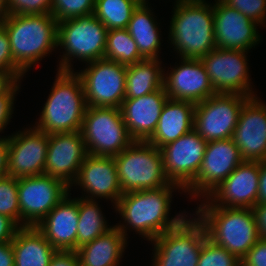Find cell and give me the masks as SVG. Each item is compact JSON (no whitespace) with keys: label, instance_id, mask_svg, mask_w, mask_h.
Masks as SVG:
<instances>
[{"label":"cell","instance_id":"obj_21","mask_svg":"<svg viewBox=\"0 0 266 266\" xmlns=\"http://www.w3.org/2000/svg\"><path fill=\"white\" fill-rule=\"evenodd\" d=\"M163 86L170 99L194 104L216 94L200 59L181 58L180 66L164 71Z\"/></svg>","mask_w":266,"mask_h":266},{"label":"cell","instance_id":"obj_23","mask_svg":"<svg viewBox=\"0 0 266 266\" xmlns=\"http://www.w3.org/2000/svg\"><path fill=\"white\" fill-rule=\"evenodd\" d=\"M168 98L163 86L153 93L123 100L120 110L134 141H147L153 135Z\"/></svg>","mask_w":266,"mask_h":266},{"label":"cell","instance_id":"obj_29","mask_svg":"<svg viewBox=\"0 0 266 266\" xmlns=\"http://www.w3.org/2000/svg\"><path fill=\"white\" fill-rule=\"evenodd\" d=\"M159 60L144 59L127 65L125 99L141 97L163 87L164 68Z\"/></svg>","mask_w":266,"mask_h":266},{"label":"cell","instance_id":"obj_34","mask_svg":"<svg viewBox=\"0 0 266 266\" xmlns=\"http://www.w3.org/2000/svg\"><path fill=\"white\" fill-rule=\"evenodd\" d=\"M95 0H52L51 15L61 22L94 13Z\"/></svg>","mask_w":266,"mask_h":266},{"label":"cell","instance_id":"obj_18","mask_svg":"<svg viewBox=\"0 0 266 266\" xmlns=\"http://www.w3.org/2000/svg\"><path fill=\"white\" fill-rule=\"evenodd\" d=\"M87 155L80 131L48 134L44 174L59 178L70 186Z\"/></svg>","mask_w":266,"mask_h":266},{"label":"cell","instance_id":"obj_17","mask_svg":"<svg viewBox=\"0 0 266 266\" xmlns=\"http://www.w3.org/2000/svg\"><path fill=\"white\" fill-rule=\"evenodd\" d=\"M258 98L243 104L231 138L243 161H266V104Z\"/></svg>","mask_w":266,"mask_h":266},{"label":"cell","instance_id":"obj_7","mask_svg":"<svg viewBox=\"0 0 266 266\" xmlns=\"http://www.w3.org/2000/svg\"><path fill=\"white\" fill-rule=\"evenodd\" d=\"M107 31L93 14L58 22L57 47L65 50L58 70L74 71L71 63L74 58L86 64L104 59Z\"/></svg>","mask_w":266,"mask_h":266},{"label":"cell","instance_id":"obj_33","mask_svg":"<svg viewBox=\"0 0 266 266\" xmlns=\"http://www.w3.org/2000/svg\"><path fill=\"white\" fill-rule=\"evenodd\" d=\"M0 214L12 218L20 226L18 178L8 175L0 178Z\"/></svg>","mask_w":266,"mask_h":266},{"label":"cell","instance_id":"obj_9","mask_svg":"<svg viewBox=\"0 0 266 266\" xmlns=\"http://www.w3.org/2000/svg\"><path fill=\"white\" fill-rule=\"evenodd\" d=\"M207 238L205 226L197 216L186 217L178 226L151 242L154 244L152 266H198L200 251Z\"/></svg>","mask_w":266,"mask_h":266},{"label":"cell","instance_id":"obj_16","mask_svg":"<svg viewBox=\"0 0 266 266\" xmlns=\"http://www.w3.org/2000/svg\"><path fill=\"white\" fill-rule=\"evenodd\" d=\"M48 134L30 127L8 136L7 175L15 178L44 174Z\"/></svg>","mask_w":266,"mask_h":266},{"label":"cell","instance_id":"obj_49","mask_svg":"<svg viewBox=\"0 0 266 266\" xmlns=\"http://www.w3.org/2000/svg\"><path fill=\"white\" fill-rule=\"evenodd\" d=\"M182 1H189V0H176L175 2H182Z\"/></svg>","mask_w":266,"mask_h":266},{"label":"cell","instance_id":"obj_46","mask_svg":"<svg viewBox=\"0 0 266 266\" xmlns=\"http://www.w3.org/2000/svg\"><path fill=\"white\" fill-rule=\"evenodd\" d=\"M0 266H14V251L11 242L0 243Z\"/></svg>","mask_w":266,"mask_h":266},{"label":"cell","instance_id":"obj_36","mask_svg":"<svg viewBox=\"0 0 266 266\" xmlns=\"http://www.w3.org/2000/svg\"><path fill=\"white\" fill-rule=\"evenodd\" d=\"M8 15H51L52 0H7Z\"/></svg>","mask_w":266,"mask_h":266},{"label":"cell","instance_id":"obj_11","mask_svg":"<svg viewBox=\"0 0 266 266\" xmlns=\"http://www.w3.org/2000/svg\"><path fill=\"white\" fill-rule=\"evenodd\" d=\"M249 96L216 93L197 103L194 130L206 141L232 138L243 104Z\"/></svg>","mask_w":266,"mask_h":266},{"label":"cell","instance_id":"obj_27","mask_svg":"<svg viewBox=\"0 0 266 266\" xmlns=\"http://www.w3.org/2000/svg\"><path fill=\"white\" fill-rule=\"evenodd\" d=\"M14 266H49L56 252L44 235L33 226L21 227L11 241Z\"/></svg>","mask_w":266,"mask_h":266},{"label":"cell","instance_id":"obj_1","mask_svg":"<svg viewBox=\"0 0 266 266\" xmlns=\"http://www.w3.org/2000/svg\"><path fill=\"white\" fill-rule=\"evenodd\" d=\"M182 190L180 186L171 183L157 189L139 190L123 193L115 211L122 216V223L115 225L120 232L128 239L127 229L134 230L153 241L165 231L178 226L186 217L183 213L177 214L174 218L169 217L172 193L174 190ZM125 223V225H124Z\"/></svg>","mask_w":266,"mask_h":266},{"label":"cell","instance_id":"obj_8","mask_svg":"<svg viewBox=\"0 0 266 266\" xmlns=\"http://www.w3.org/2000/svg\"><path fill=\"white\" fill-rule=\"evenodd\" d=\"M80 132L94 156L115 157L134 141L117 107H86Z\"/></svg>","mask_w":266,"mask_h":266},{"label":"cell","instance_id":"obj_22","mask_svg":"<svg viewBox=\"0 0 266 266\" xmlns=\"http://www.w3.org/2000/svg\"><path fill=\"white\" fill-rule=\"evenodd\" d=\"M79 185L88 195L85 199H110L114 206L123 192L118 180V173L114 157L87 155L83 161L76 179L71 183ZM95 197V198H94Z\"/></svg>","mask_w":266,"mask_h":266},{"label":"cell","instance_id":"obj_38","mask_svg":"<svg viewBox=\"0 0 266 266\" xmlns=\"http://www.w3.org/2000/svg\"><path fill=\"white\" fill-rule=\"evenodd\" d=\"M0 69L12 71L20 80L25 72L14 62L9 37L5 27L0 23Z\"/></svg>","mask_w":266,"mask_h":266},{"label":"cell","instance_id":"obj_25","mask_svg":"<svg viewBox=\"0 0 266 266\" xmlns=\"http://www.w3.org/2000/svg\"><path fill=\"white\" fill-rule=\"evenodd\" d=\"M195 106L196 104L189 101L168 98L162 108L157 127L147 142L161 149L192 131Z\"/></svg>","mask_w":266,"mask_h":266},{"label":"cell","instance_id":"obj_32","mask_svg":"<svg viewBox=\"0 0 266 266\" xmlns=\"http://www.w3.org/2000/svg\"><path fill=\"white\" fill-rule=\"evenodd\" d=\"M104 59L126 66L144 60L127 29L107 31Z\"/></svg>","mask_w":266,"mask_h":266},{"label":"cell","instance_id":"obj_50","mask_svg":"<svg viewBox=\"0 0 266 266\" xmlns=\"http://www.w3.org/2000/svg\"><path fill=\"white\" fill-rule=\"evenodd\" d=\"M192 1H205V0H192ZM217 1H222V0H217Z\"/></svg>","mask_w":266,"mask_h":266},{"label":"cell","instance_id":"obj_28","mask_svg":"<svg viewBox=\"0 0 266 266\" xmlns=\"http://www.w3.org/2000/svg\"><path fill=\"white\" fill-rule=\"evenodd\" d=\"M147 2L143 0L134 10L127 30L135 40L138 51L144 59H159L160 29Z\"/></svg>","mask_w":266,"mask_h":266},{"label":"cell","instance_id":"obj_6","mask_svg":"<svg viewBox=\"0 0 266 266\" xmlns=\"http://www.w3.org/2000/svg\"><path fill=\"white\" fill-rule=\"evenodd\" d=\"M114 160L123 193L171 184L164 171L160 149L147 141H133Z\"/></svg>","mask_w":266,"mask_h":266},{"label":"cell","instance_id":"obj_35","mask_svg":"<svg viewBox=\"0 0 266 266\" xmlns=\"http://www.w3.org/2000/svg\"><path fill=\"white\" fill-rule=\"evenodd\" d=\"M198 266H241V262L231 252L207 238L200 251Z\"/></svg>","mask_w":266,"mask_h":266},{"label":"cell","instance_id":"obj_4","mask_svg":"<svg viewBox=\"0 0 266 266\" xmlns=\"http://www.w3.org/2000/svg\"><path fill=\"white\" fill-rule=\"evenodd\" d=\"M14 62L25 72L57 48L58 21L52 15H7L0 20Z\"/></svg>","mask_w":266,"mask_h":266},{"label":"cell","instance_id":"obj_48","mask_svg":"<svg viewBox=\"0 0 266 266\" xmlns=\"http://www.w3.org/2000/svg\"><path fill=\"white\" fill-rule=\"evenodd\" d=\"M8 15L7 0H0V20Z\"/></svg>","mask_w":266,"mask_h":266},{"label":"cell","instance_id":"obj_3","mask_svg":"<svg viewBox=\"0 0 266 266\" xmlns=\"http://www.w3.org/2000/svg\"><path fill=\"white\" fill-rule=\"evenodd\" d=\"M169 40L180 59H201L217 47L213 5L206 1L175 2Z\"/></svg>","mask_w":266,"mask_h":266},{"label":"cell","instance_id":"obj_39","mask_svg":"<svg viewBox=\"0 0 266 266\" xmlns=\"http://www.w3.org/2000/svg\"><path fill=\"white\" fill-rule=\"evenodd\" d=\"M240 262L241 266H266V239L259 238Z\"/></svg>","mask_w":266,"mask_h":266},{"label":"cell","instance_id":"obj_30","mask_svg":"<svg viewBox=\"0 0 266 266\" xmlns=\"http://www.w3.org/2000/svg\"><path fill=\"white\" fill-rule=\"evenodd\" d=\"M96 200L78 197L77 249L113 228V226L107 225V220H105Z\"/></svg>","mask_w":266,"mask_h":266},{"label":"cell","instance_id":"obj_20","mask_svg":"<svg viewBox=\"0 0 266 266\" xmlns=\"http://www.w3.org/2000/svg\"><path fill=\"white\" fill-rule=\"evenodd\" d=\"M214 36L218 48L248 51L262 40L259 24L223 1L213 3Z\"/></svg>","mask_w":266,"mask_h":266},{"label":"cell","instance_id":"obj_41","mask_svg":"<svg viewBox=\"0 0 266 266\" xmlns=\"http://www.w3.org/2000/svg\"><path fill=\"white\" fill-rule=\"evenodd\" d=\"M16 95L0 96V132L5 130L13 114V105Z\"/></svg>","mask_w":266,"mask_h":266},{"label":"cell","instance_id":"obj_26","mask_svg":"<svg viewBox=\"0 0 266 266\" xmlns=\"http://www.w3.org/2000/svg\"><path fill=\"white\" fill-rule=\"evenodd\" d=\"M127 247V238L114 225L76 250L80 266H118Z\"/></svg>","mask_w":266,"mask_h":266},{"label":"cell","instance_id":"obj_45","mask_svg":"<svg viewBox=\"0 0 266 266\" xmlns=\"http://www.w3.org/2000/svg\"><path fill=\"white\" fill-rule=\"evenodd\" d=\"M266 203V161L260 162L257 204Z\"/></svg>","mask_w":266,"mask_h":266},{"label":"cell","instance_id":"obj_47","mask_svg":"<svg viewBox=\"0 0 266 266\" xmlns=\"http://www.w3.org/2000/svg\"><path fill=\"white\" fill-rule=\"evenodd\" d=\"M7 137V138H6ZM0 137V178L7 176L8 168V136Z\"/></svg>","mask_w":266,"mask_h":266},{"label":"cell","instance_id":"obj_15","mask_svg":"<svg viewBox=\"0 0 266 266\" xmlns=\"http://www.w3.org/2000/svg\"><path fill=\"white\" fill-rule=\"evenodd\" d=\"M206 146L207 142L194 129L164 145L160 151L169 181L185 190L199 171Z\"/></svg>","mask_w":266,"mask_h":266},{"label":"cell","instance_id":"obj_43","mask_svg":"<svg viewBox=\"0 0 266 266\" xmlns=\"http://www.w3.org/2000/svg\"><path fill=\"white\" fill-rule=\"evenodd\" d=\"M49 266H80V261L76 251L56 250Z\"/></svg>","mask_w":266,"mask_h":266},{"label":"cell","instance_id":"obj_12","mask_svg":"<svg viewBox=\"0 0 266 266\" xmlns=\"http://www.w3.org/2000/svg\"><path fill=\"white\" fill-rule=\"evenodd\" d=\"M70 191L63 180L49 175L18 178L20 227H36Z\"/></svg>","mask_w":266,"mask_h":266},{"label":"cell","instance_id":"obj_24","mask_svg":"<svg viewBox=\"0 0 266 266\" xmlns=\"http://www.w3.org/2000/svg\"><path fill=\"white\" fill-rule=\"evenodd\" d=\"M63 198L36 226L55 250L76 251L78 198Z\"/></svg>","mask_w":266,"mask_h":266},{"label":"cell","instance_id":"obj_37","mask_svg":"<svg viewBox=\"0 0 266 266\" xmlns=\"http://www.w3.org/2000/svg\"><path fill=\"white\" fill-rule=\"evenodd\" d=\"M226 5L241 12L259 25L266 21V0H222Z\"/></svg>","mask_w":266,"mask_h":266},{"label":"cell","instance_id":"obj_5","mask_svg":"<svg viewBox=\"0 0 266 266\" xmlns=\"http://www.w3.org/2000/svg\"><path fill=\"white\" fill-rule=\"evenodd\" d=\"M75 71L58 70L35 128L47 134L81 130L86 102L81 78Z\"/></svg>","mask_w":266,"mask_h":266},{"label":"cell","instance_id":"obj_42","mask_svg":"<svg viewBox=\"0 0 266 266\" xmlns=\"http://www.w3.org/2000/svg\"><path fill=\"white\" fill-rule=\"evenodd\" d=\"M20 228L12 218L0 214V243L11 242Z\"/></svg>","mask_w":266,"mask_h":266},{"label":"cell","instance_id":"obj_10","mask_svg":"<svg viewBox=\"0 0 266 266\" xmlns=\"http://www.w3.org/2000/svg\"><path fill=\"white\" fill-rule=\"evenodd\" d=\"M75 72L82 80L87 107L120 108L125 99L127 66L99 59Z\"/></svg>","mask_w":266,"mask_h":266},{"label":"cell","instance_id":"obj_44","mask_svg":"<svg viewBox=\"0 0 266 266\" xmlns=\"http://www.w3.org/2000/svg\"><path fill=\"white\" fill-rule=\"evenodd\" d=\"M252 211L254 213L259 238L266 239V203L256 204Z\"/></svg>","mask_w":266,"mask_h":266},{"label":"cell","instance_id":"obj_31","mask_svg":"<svg viewBox=\"0 0 266 266\" xmlns=\"http://www.w3.org/2000/svg\"><path fill=\"white\" fill-rule=\"evenodd\" d=\"M143 0H95L93 15L107 30L127 29L134 10Z\"/></svg>","mask_w":266,"mask_h":266},{"label":"cell","instance_id":"obj_2","mask_svg":"<svg viewBox=\"0 0 266 266\" xmlns=\"http://www.w3.org/2000/svg\"><path fill=\"white\" fill-rule=\"evenodd\" d=\"M200 204L195 214L205 226L208 239L241 261L259 239L252 209L215 206L206 198Z\"/></svg>","mask_w":266,"mask_h":266},{"label":"cell","instance_id":"obj_19","mask_svg":"<svg viewBox=\"0 0 266 266\" xmlns=\"http://www.w3.org/2000/svg\"><path fill=\"white\" fill-rule=\"evenodd\" d=\"M260 162L242 161L206 199L215 206L252 209L257 204Z\"/></svg>","mask_w":266,"mask_h":266},{"label":"cell","instance_id":"obj_14","mask_svg":"<svg viewBox=\"0 0 266 266\" xmlns=\"http://www.w3.org/2000/svg\"><path fill=\"white\" fill-rule=\"evenodd\" d=\"M242 161L231 138L207 142L199 171L184 192H188L191 199L207 197Z\"/></svg>","mask_w":266,"mask_h":266},{"label":"cell","instance_id":"obj_40","mask_svg":"<svg viewBox=\"0 0 266 266\" xmlns=\"http://www.w3.org/2000/svg\"><path fill=\"white\" fill-rule=\"evenodd\" d=\"M20 79L8 70L0 69V96L16 95L19 91Z\"/></svg>","mask_w":266,"mask_h":266},{"label":"cell","instance_id":"obj_13","mask_svg":"<svg viewBox=\"0 0 266 266\" xmlns=\"http://www.w3.org/2000/svg\"><path fill=\"white\" fill-rule=\"evenodd\" d=\"M246 54L248 51L216 47L200 59L216 93L256 97L249 79Z\"/></svg>","mask_w":266,"mask_h":266}]
</instances>
